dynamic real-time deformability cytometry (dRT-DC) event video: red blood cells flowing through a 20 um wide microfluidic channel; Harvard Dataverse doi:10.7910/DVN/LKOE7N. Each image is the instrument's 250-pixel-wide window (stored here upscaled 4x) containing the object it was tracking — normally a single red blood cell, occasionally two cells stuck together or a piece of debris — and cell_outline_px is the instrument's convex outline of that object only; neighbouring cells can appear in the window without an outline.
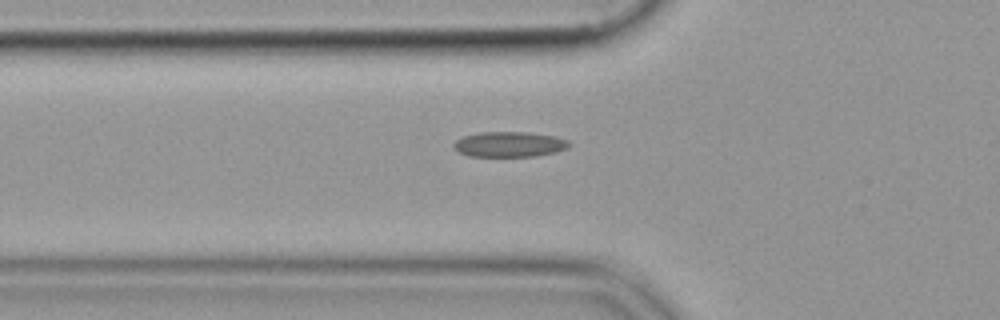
{"species": "common noctule bat (a hibernating species)", "species_latin": "Nyctalus noctula", "temperature_condition": "cold", "stored_images_in_passage": 33, "camera_frame_rate_fps": 3000, "um_per_image_px": 0.085, "animal": {"sex": "female", "body_mass_g": 19.9}, "frame": {"image": 1, "passage_image": 8, "time_ms": 2.333, "image_size_px": [1000, 320], "cell_outline_px": [[572, 144], [568, 148], [556, 152], [536, 156], [468, 156], [452, 148], [452, 144], [456, 140], [464, 136], [480, 132], [528, 132], [556, 136], [568, 140]], "centroid_in_image_um": [43.32, 12.26], "position_along_channel_um": 82.5, "area_um2": 17.17}}
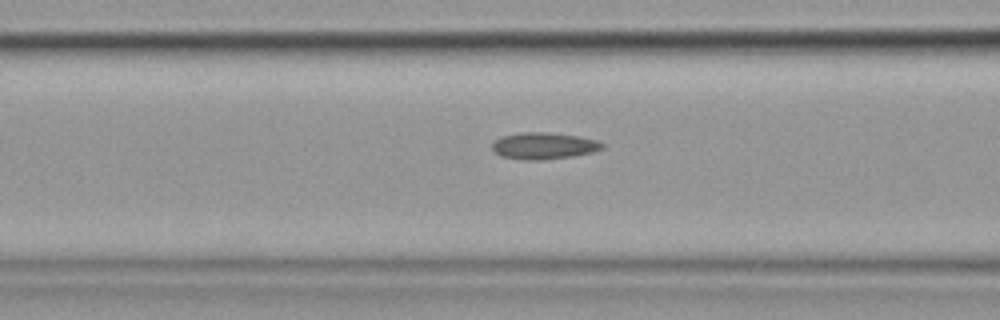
{"frame": {"image": 2, "passage_image": 11, "time_ms": 3.333, "image_size_px": [1000, 320], "cell_outline_px": [[604, 148], [592, 152], [572, 156], [544, 160], [524, 160], [500, 156], [492, 148], [492, 144], [496, 140], [504, 136], [520, 132], [548, 132], [580, 136], [596, 140], [604, 144]], "centroid_in_image_um": [46.24, 12.39], "position_along_channel_um": 120.4, "area_um2": 17.11}}
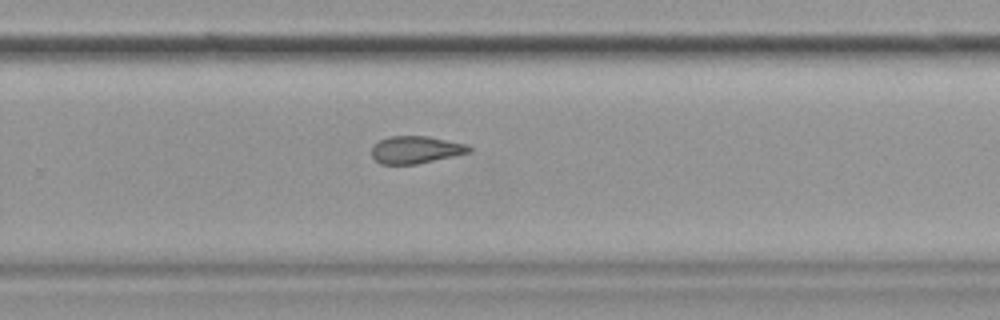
{"frame": {"image": 3, "passage_image": 25, "time_ms": 8.0, "image_size_px": [1000, 320], "cell_outline_px": [[472, 152], [416, 164], [380, 164], [372, 156], [372, 148], [380, 140], [388, 136], [428, 136], [468, 144], [472, 148]], "centroid_in_image_um": [35.37, 12.72], "position_along_channel_um": 294.4, "area_um2": 15.55}}